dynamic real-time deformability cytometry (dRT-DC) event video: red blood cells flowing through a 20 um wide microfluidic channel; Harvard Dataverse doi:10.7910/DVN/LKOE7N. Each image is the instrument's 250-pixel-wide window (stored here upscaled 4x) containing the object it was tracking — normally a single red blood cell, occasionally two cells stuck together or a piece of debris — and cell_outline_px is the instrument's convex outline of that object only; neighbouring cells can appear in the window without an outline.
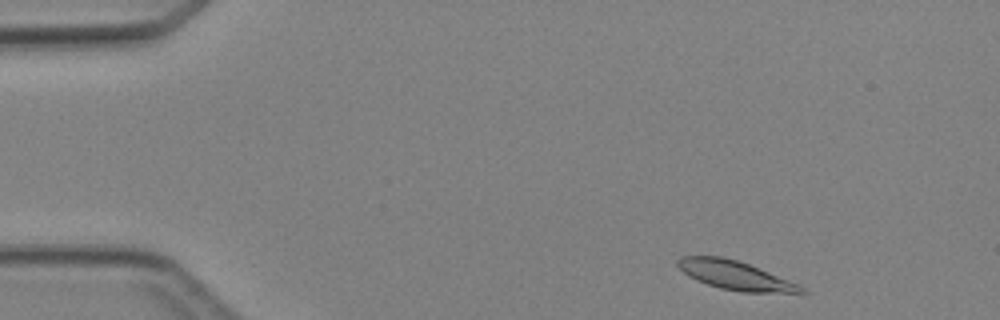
{"species": "Egyptian fruit bat (a non-hibernating species)", "species_latin": "Rousettus aegyptiacus", "temperature_condition": "cold", "stored_images_in_passage": 3, "camera_frame_rate_fps": 3000, "um_per_image_px": 0.085, "animal": {"sex": "female"}, "frame": {"image": 1, "passage_image": 1, "time_ms": 0.0, "image_size_px": [1000, 320], "cell_outline_px": [[808, 292], [740, 292], [720, 288], [696, 280], [688, 276], [676, 264], [676, 260], [680, 256], [724, 256], [748, 264], [800, 284]], "centroid_in_image_um": [62.46, 23.39], "position_along_channel_um": 22.5, "area_um2": 20.58}}
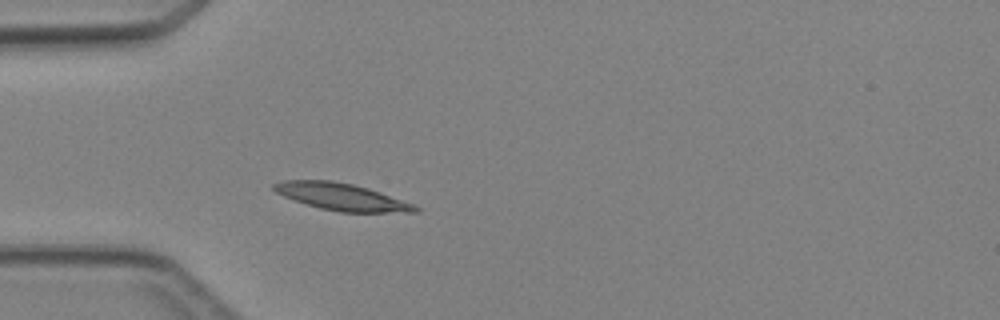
{"frame": {"image": 2, "passage_image": 3, "time_ms": 2.667, "image_size_px": [1000, 320], "cell_outline_px": [[420, 212], [340, 212], [320, 208], [284, 196], [276, 192], [272, 188], [272, 184], [284, 180], [332, 180], [352, 184], [368, 188], [416, 204], [420, 208]], "centroid_in_image_um": [29.08, 16.72], "position_along_channel_um": 55.9, "area_um2": 22.2}}